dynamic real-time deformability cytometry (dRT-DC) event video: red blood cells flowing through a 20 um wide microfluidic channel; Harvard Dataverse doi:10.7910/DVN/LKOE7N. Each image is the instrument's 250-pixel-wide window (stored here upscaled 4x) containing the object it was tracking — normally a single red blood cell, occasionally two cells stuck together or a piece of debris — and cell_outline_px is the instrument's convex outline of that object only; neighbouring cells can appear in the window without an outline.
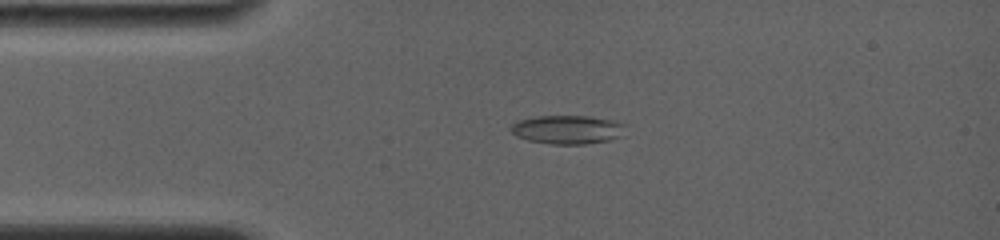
{"species": "common noctule bat (a hibernating species)", "species_latin": "Nyctalus noctula", "temperature_condition": "room temperature", "stored_images_in_passage": 7, "camera_frame_rate_fps": 4000, "um_per_image_px": 0.085, "animal": {"sex": "female", "body_mass_g": 19.0, "forearm_length_mm": 56.7}, "frame": {"image": 1, "passage_image": 4, "time_ms": 2.25, "image_size_px": [1000, 240], "cell_outline_px": [[628, 124], [624, 136], [608, 140], [584, 144], [552, 144], [528, 140], [516, 136], [512, 132], [512, 124], [520, 120], [536, 116], [588, 116], [612, 120]], "centroid_in_image_um": [48.32, 11.01], "position_along_channel_um": 36.7, "area_um2": 19.25}}
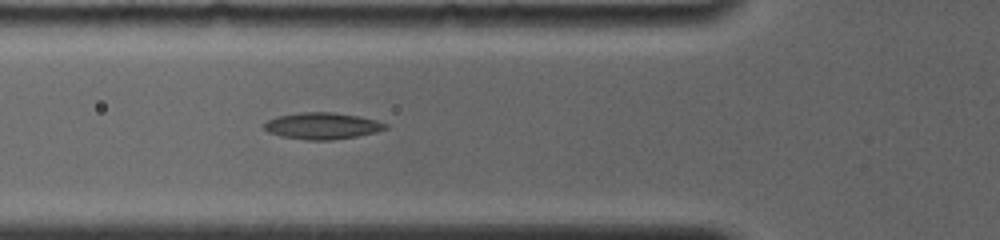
{"frame": {"image": 2, "passage_image": 7, "time_ms": 4.5, "image_size_px": [1000, 240], "cell_outline_px": [[388, 128], [376, 132], [356, 136], [332, 140], [308, 140], [284, 136], [268, 132], [264, 128], [264, 124], [268, 120], [276, 116], [300, 112], [332, 112], [360, 116], [376, 120], [388, 124]], "centroid_in_image_um": [27.41, 10.69], "position_along_channel_um": 98.4, "area_um2": 18.73}}